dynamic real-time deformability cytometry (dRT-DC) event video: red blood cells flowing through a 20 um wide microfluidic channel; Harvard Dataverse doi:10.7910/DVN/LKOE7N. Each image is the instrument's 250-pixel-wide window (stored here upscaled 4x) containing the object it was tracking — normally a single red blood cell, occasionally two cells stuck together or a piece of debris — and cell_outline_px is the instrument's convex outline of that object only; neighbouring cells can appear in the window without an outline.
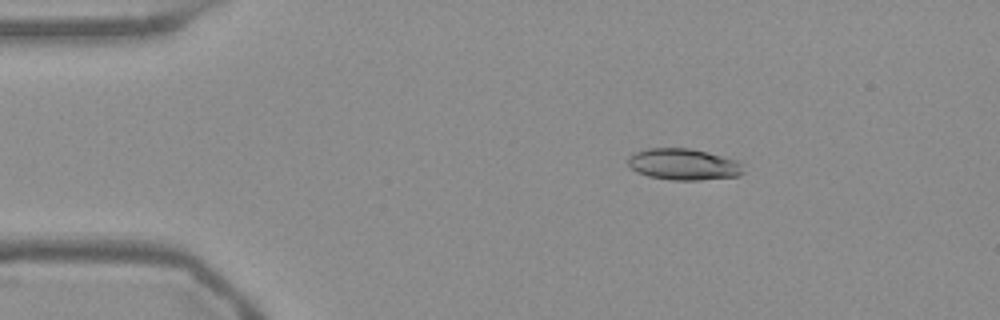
{"species": "Egyptian fruit bat (a non-hibernating species)", "species_latin": "Rousettus aegyptiacus", "temperature_condition": "warm", "stored_images_in_passage": 46, "camera_frame_rate_fps": 3000, "um_per_image_px": 0.085, "frame": {"image": 1, "passage_image": 1, "time_ms": 0.0, "image_size_px": [1000, 320], "cell_outline_px": [[744, 172], [740, 176], [700, 180], [672, 180], [648, 176], [636, 172], [628, 164], [628, 156], [636, 152], [648, 148], [688, 148], [736, 160], [744, 164]], "centroid_in_image_um": [58.11, 13.98], "position_along_channel_um": 26.9, "area_um2": 21.1}}
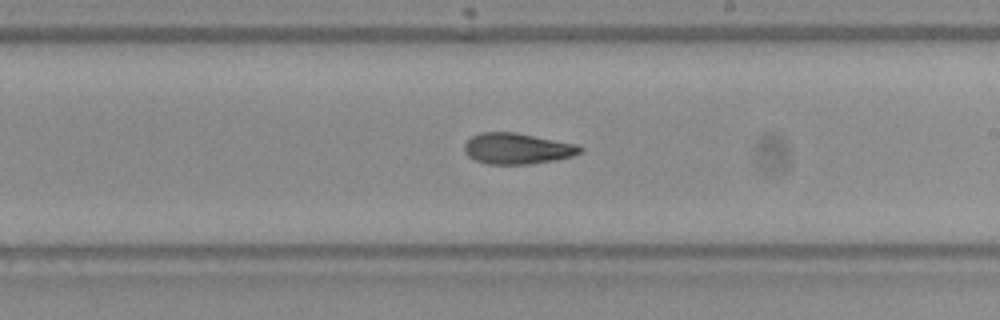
{"frame": {"image": 2, "passage_image": 23, "time_ms": 7.333, "image_size_px": [1000, 320], "cell_outline_px": [[584, 148], [580, 152], [572, 156], [556, 160], [532, 164], [488, 164], [476, 160], [468, 156], [464, 152], [464, 144], [472, 136], [480, 132], [516, 132], [576, 144]], "centroid_in_image_um": [43.95, 12.63], "position_along_channel_um": 245.0, "area_um2": 20.92}}
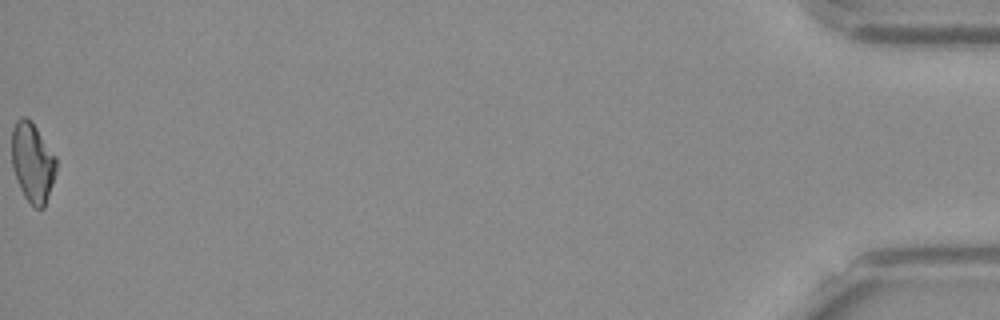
{"frame": {"image": 3, "passage_image": 46, "time_ms": 15.0, "image_size_px": [1000, 320], "cell_outline_px": [[56, 172], [44, 208], [36, 208], [24, 196], [20, 188], [12, 168], [12, 128], [16, 120], [20, 116], [28, 116], [32, 120], [56, 156]], "centroid_in_image_um": [2.76, 13.74], "position_along_channel_um": 432.4, "area_um2": 20.81}, "authors_computed_cell_mechanics": {"area_um2": 21.097, "velocity_mm_per_s": 3.7977, "shape_relaxation_time_tau1_ms": null, "shape_relaxation_time_tau2_ms": 5.5802, "deformation_change_tau1": null, "deformation_change_tau2": 0.1156}}